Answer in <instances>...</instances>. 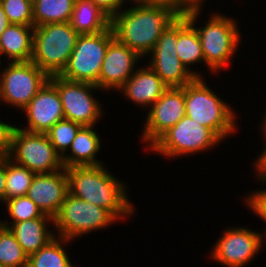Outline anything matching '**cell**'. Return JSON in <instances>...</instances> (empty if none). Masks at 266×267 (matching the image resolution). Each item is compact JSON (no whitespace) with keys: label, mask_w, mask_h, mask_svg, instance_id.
I'll list each match as a JSON object with an SVG mask.
<instances>
[{"label":"cell","mask_w":266,"mask_h":267,"mask_svg":"<svg viewBox=\"0 0 266 267\" xmlns=\"http://www.w3.org/2000/svg\"><path fill=\"white\" fill-rule=\"evenodd\" d=\"M49 81L58 90L66 120L82 126H95L103 114L99 101L92 96L93 90H100L97 85L59 75L49 76Z\"/></svg>","instance_id":"cell-10"},{"label":"cell","mask_w":266,"mask_h":267,"mask_svg":"<svg viewBox=\"0 0 266 267\" xmlns=\"http://www.w3.org/2000/svg\"><path fill=\"white\" fill-rule=\"evenodd\" d=\"M177 17L170 8L139 3L121 9L111 18L110 26L116 40L143 58L149 56L163 31Z\"/></svg>","instance_id":"cell-1"},{"label":"cell","mask_w":266,"mask_h":267,"mask_svg":"<svg viewBox=\"0 0 266 267\" xmlns=\"http://www.w3.org/2000/svg\"><path fill=\"white\" fill-rule=\"evenodd\" d=\"M259 181L266 183L265 177L258 176ZM245 202L249 208L259 215V217L266 222V189L254 191L248 197H245Z\"/></svg>","instance_id":"cell-32"},{"label":"cell","mask_w":266,"mask_h":267,"mask_svg":"<svg viewBox=\"0 0 266 267\" xmlns=\"http://www.w3.org/2000/svg\"><path fill=\"white\" fill-rule=\"evenodd\" d=\"M262 133L266 142V131H263ZM264 148L265 149H263V152H261V155L258 156V159L254 164H256L255 168L257 171L255 172H257V176L266 178V145Z\"/></svg>","instance_id":"cell-35"},{"label":"cell","mask_w":266,"mask_h":267,"mask_svg":"<svg viewBox=\"0 0 266 267\" xmlns=\"http://www.w3.org/2000/svg\"><path fill=\"white\" fill-rule=\"evenodd\" d=\"M0 265L3 267H27L28 255L11 232L0 225Z\"/></svg>","instance_id":"cell-27"},{"label":"cell","mask_w":266,"mask_h":267,"mask_svg":"<svg viewBox=\"0 0 266 267\" xmlns=\"http://www.w3.org/2000/svg\"><path fill=\"white\" fill-rule=\"evenodd\" d=\"M11 23L0 4V36Z\"/></svg>","instance_id":"cell-37"},{"label":"cell","mask_w":266,"mask_h":267,"mask_svg":"<svg viewBox=\"0 0 266 267\" xmlns=\"http://www.w3.org/2000/svg\"><path fill=\"white\" fill-rule=\"evenodd\" d=\"M201 6L203 4V1H206V0H196Z\"/></svg>","instance_id":"cell-40"},{"label":"cell","mask_w":266,"mask_h":267,"mask_svg":"<svg viewBox=\"0 0 266 267\" xmlns=\"http://www.w3.org/2000/svg\"><path fill=\"white\" fill-rule=\"evenodd\" d=\"M48 80L32 61L10 62L0 73V101L23 110Z\"/></svg>","instance_id":"cell-11"},{"label":"cell","mask_w":266,"mask_h":267,"mask_svg":"<svg viewBox=\"0 0 266 267\" xmlns=\"http://www.w3.org/2000/svg\"><path fill=\"white\" fill-rule=\"evenodd\" d=\"M11 24L34 26L33 0H0Z\"/></svg>","instance_id":"cell-30"},{"label":"cell","mask_w":266,"mask_h":267,"mask_svg":"<svg viewBox=\"0 0 266 267\" xmlns=\"http://www.w3.org/2000/svg\"><path fill=\"white\" fill-rule=\"evenodd\" d=\"M142 58L136 51L114 39L107 48L103 59L97 86L101 90L119 89L133 75L134 69Z\"/></svg>","instance_id":"cell-15"},{"label":"cell","mask_w":266,"mask_h":267,"mask_svg":"<svg viewBox=\"0 0 266 267\" xmlns=\"http://www.w3.org/2000/svg\"><path fill=\"white\" fill-rule=\"evenodd\" d=\"M70 240L63 237L54 238L37 252L28 256L27 267H74L62 248Z\"/></svg>","instance_id":"cell-25"},{"label":"cell","mask_w":266,"mask_h":267,"mask_svg":"<svg viewBox=\"0 0 266 267\" xmlns=\"http://www.w3.org/2000/svg\"><path fill=\"white\" fill-rule=\"evenodd\" d=\"M49 222L52 223L51 225H54L53 218L45 215L43 218L13 223L8 228L24 252L30 256L56 237L54 232L47 229L49 228L47 227Z\"/></svg>","instance_id":"cell-19"},{"label":"cell","mask_w":266,"mask_h":267,"mask_svg":"<svg viewBox=\"0 0 266 267\" xmlns=\"http://www.w3.org/2000/svg\"><path fill=\"white\" fill-rule=\"evenodd\" d=\"M66 171L69 193L74 197L108 210L117 220L134 214L135 207L127 197L125 183L108 172L103 164L73 166Z\"/></svg>","instance_id":"cell-2"},{"label":"cell","mask_w":266,"mask_h":267,"mask_svg":"<svg viewBox=\"0 0 266 267\" xmlns=\"http://www.w3.org/2000/svg\"><path fill=\"white\" fill-rule=\"evenodd\" d=\"M7 205V212L12 218V222H1L4 227H9V224L23 222L30 219L43 218L45 214L39 209L33 200H31L27 195L14 197L6 200L4 204Z\"/></svg>","instance_id":"cell-28"},{"label":"cell","mask_w":266,"mask_h":267,"mask_svg":"<svg viewBox=\"0 0 266 267\" xmlns=\"http://www.w3.org/2000/svg\"><path fill=\"white\" fill-rule=\"evenodd\" d=\"M78 36L69 22L35 27L31 61L48 76L59 75L67 65Z\"/></svg>","instance_id":"cell-5"},{"label":"cell","mask_w":266,"mask_h":267,"mask_svg":"<svg viewBox=\"0 0 266 267\" xmlns=\"http://www.w3.org/2000/svg\"><path fill=\"white\" fill-rule=\"evenodd\" d=\"M14 125L0 121V157H9L11 152V135Z\"/></svg>","instance_id":"cell-33"},{"label":"cell","mask_w":266,"mask_h":267,"mask_svg":"<svg viewBox=\"0 0 266 267\" xmlns=\"http://www.w3.org/2000/svg\"><path fill=\"white\" fill-rule=\"evenodd\" d=\"M177 18L169 24L149 53V66L168 87H184L195 76L182 64L176 53Z\"/></svg>","instance_id":"cell-12"},{"label":"cell","mask_w":266,"mask_h":267,"mask_svg":"<svg viewBox=\"0 0 266 267\" xmlns=\"http://www.w3.org/2000/svg\"><path fill=\"white\" fill-rule=\"evenodd\" d=\"M94 126H82L69 149L71 155L64 154L61 159L64 168L73 166H98L103 163L96 159L100 150L101 140L94 131Z\"/></svg>","instance_id":"cell-20"},{"label":"cell","mask_w":266,"mask_h":267,"mask_svg":"<svg viewBox=\"0 0 266 267\" xmlns=\"http://www.w3.org/2000/svg\"><path fill=\"white\" fill-rule=\"evenodd\" d=\"M9 158L35 174H49L64 168L47 134L29 132L14 127Z\"/></svg>","instance_id":"cell-7"},{"label":"cell","mask_w":266,"mask_h":267,"mask_svg":"<svg viewBox=\"0 0 266 267\" xmlns=\"http://www.w3.org/2000/svg\"><path fill=\"white\" fill-rule=\"evenodd\" d=\"M222 100L203 77H195L185 85V115L224 140L235 133L237 125L234 109Z\"/></svg>","instance_id":"cell-3"},{"label":"cell","mask_w":266,"mask_h":267,"mask_svg":"<svg viewBox=\"0 0 266 267\" xmlns=\"http://www.w3.org/2000/svg\"><path fill=\"white\" fill-rule=\"evenodd\" d=\"M176 53L182 64L195 76L202 77L199 72L189 68L195 63L205 62L201 41L196 29L188 22L186 16L177 17ZM189 66V67H188Z\"/></svg>","instance_id":"cell-22"},{"label":"cell","mask_w":266,"mask_h":267,"mask_svg":"<svg viewBox=\"0 0 266 267\" xmlns=\"http://www.w3.org/2000/svg\"><path fill=\"white\" fill-rule=\"evenodd\" d=\"M124 2L126 1V0H123ZM134 2L135 4H139V3H146V1L147 0H130V2Z\"/></svg>","instance_id":"cell-39"},{"label":"cell","mask_w":266,"mask_h":267,"mask_svg":"<svg viewBox=\"0 0 266 267\" xmlns=\"http://www.w3.org/2000/svg\"><path fill=\"white\" fill-rule=\"evenodd\" d=\"M69 23L78 34H94L107 30L111 18L90 0H75Z\"/></svg>","instance_id":"cell-23"},{"label":"cell","mask_w":266,"mask_h":267,"mask_svg":"<svg viewBox=\"0 0 266 267\" xmlns=\"http://www.w3.org/2000/svg\"><path fill=\"white\" fill-rule=\"evenodd\" d=\"M264 121H263V123H262V128L261 129H263L262 131H266V113H265V115H264V119H263Z\"/></svg>","instance_id":"cell-38"},{"label":"cell","mask_w":266,"mask_h":267,"mask_svg":"<svg viewBox=\"0 0 266 267\" xmlns=\"http://www.w3.org/2000/svg\"><path fill=\"white\" fill-rule=\"evenodd\" d=\"M146 4L170 8L177 16H186L202 8L196 0H147Z\"/></svg>","instance_id":"cell-31"},{"label":"cell","mask_w":266,"mask_h":267,"mask_svg":"<svg viewBox=\"0 0 266 267\" xmlns=\"http://www.w3.org/2000/svg\"><path fill=\"white\" fill-rule=\"evenodd\" d=\"M143 130L148 149L185 116V86L167 88L151 105Z\"/></svg>","instance_id":"cell-14"},{"label":"cell","mask_w":266,"mask_h":267,"mask_svg":"<svg viewBox=\"0 0 266 267\" xmlns=\"http://www.w3.org/2000/svg\"><path fill=\"white\" fill-rule=\"evenodd\" d=\"M263 237L264 234L246 227L225 229L210 255L226 267H244L260 252Z\"/></svg>","instance_id":"cell-13"},{"label":"cell","mask_w":266,"mask_h":267,"mask_svg":"<svg viewBox=\"0 0 266 267\" xmlns=\"http://www.w3.org/2000/svg\"><path fill=\"white\" fill-rule=\"evenodd\" d=\"M6 157H0V202H5Z\"/></svg>","instance_id":"cell-36"},{"label":"cell","mask_w":266,"mask_h":267,"mask_svg":"<svg viewBox=\"0 0 266 267\" xmlns=\"http://www.w3.org/2000/svg\"><path fill=\"white\" fill-rule=\"evenodd\" d=\"M201 8L186 15L188 22L196 29L201 41L205 64L211 73L220 71L229 64L239 45L240 31L235 19L222 14H212L204 27H195Z\"/></svg>","instance_id":"cell-4"},{"label":"cell","mask_w":266,"mask_h":267,"mask_svg":"<svg viewBox=\"0 0 266 267\" xmlns=\"http://www.w3.org/2000/svg\"><path fill=\"white\" fill-rule=\"evenodd\" d=\"M35 173L6 157L5 201L27 195Z\"/></svg>","instance_id":"cell-26"},{"label":"cell","mask_w":266,"mask_h":267,"mask_svg":"<svg viewBox=\"0 0 266 267\" xmlns=\"http://www.w3.org/2000/svg\"><path fill=\"white\" fill-rule=\"evenodd\" d=\"M69 193L66 168L49 174H35L27 196L35 202L43 214L54 218Z\"/></svg>","instance_id":"cell-17"},{"label":"cell","mask_w":266,"mask_h":267,"mask_svg":"<svg viewBox=\"0 0 266 267\" xmlns=\"http://www.w3.org/2000/svg\"><path fill=\"white\" fill-rule=\"evenodd\" d=\"M82 125L70 120L63 119L55 123L46 133L55 148L62 157L71 146Z\"/></svg>","instance_id":"cell-29"},{"label":"cell","mask_w":266,"mask_h":267,"mask_svg":"<svg viewBox=\"0 0 266 267\" xmlns=\"http://www.w3.org/2000/svg\"><path fill=\"white\" fill-rule=\"evenodd\" d=\"M28 125L23 130L46 134L50 128L65 119L57 88L48 80L23 109Z\"/></svg>","instance_id":"cell-16"},{"label":"cell","mask_w":266,"mask_h":267,"mask_svg":"<svg viewBox=\"0 0 266 267\" xmlns=\"http://www.w3.org/2000/svg\"><path fill=\"white\" fill-rule=\"evenodd\" d=\"M74 3L75 0H33L34 27L69 22Z\"/></svg>","instance_id":"cell-24"},{"label":"cell","mask_w":266,"mask_h":267,"mask_svg":"<svg viewBox=\"0 0 266 267\" xmlns=\"http://www.w3.org/2000/svg\"><path fill=\"white\" fill-rule=\"evenodd\" d=\"M34 28V26L10 24L0 36V55L8 57L10 62L31 61Z\"/></svg>","instance_id":"cell-21"},{"label":"cell","mask_w":266,"mask_h":267,"mask_svg":"<svg viewBox=\"0 0 266 267\" xmlns=\"http://www.w3.org/2000/svg\"><path fill=\"white\" fill-rule=\"evenodd\" d=\"M111 26L94 34H79L67 65L59 76L97 84L108 45L114 40Z\"/></svg>","instance_id":"cell-6"},{"label":"cell","mask_w":266,"mask_h":267,"mask_svg":"<svg viewBox=\"0 0 266 267\" xmlns=\"http://www.w3.org/2000/svg\"><path fill=\"white\" fill-rule=\"evenodd\" d=\"M167 88L148 65L137 69L119 90L133 103L146 108L153 105Z\"/></svg>","instance_id":"cell-18"},{"label":"cell","mask_w":266,"mask_h":267,"mask_svg":"<svg viewBox=\"0 0 266 267\" xmlns=\"http://www.w3.org/2000/svg\"><path fill=\"white\" fill-rule=\"evenodd\" d=\"M117 219L108 211L92 203L67 194L53 218L58 236L71 240L92 231L106 228Z\"/></svg>","instance_id":"cell-8"},{"label":"cell","mask_w":266,"mask_h":267,"mask_svg":"<svg viewBox=\"0 0 266 267\" xmlns=\"http://www.w3.org/2000/svg\"><path fill=\"white\" fill-rule=\"evenodd\" d=\"M102 11H104L110 18L120 11L125 4L123 0H90Z\"/></svg>","instance_id":"cell-34"},{"label":"cell","mask_w":266,"mask_h":267,"mask_svg":"<svg viewBox=\"0 0 266 267\" xmlns=\"http://www.w3.org/2000/svg\"><path fill=\"white\" fill-rule=\"evenodd\" d=\"M221 142V139L209 128L202 126L186 115L166 131L151 147L154 152L173 158L193 155Z\"/></svg>","instance_id":"cell-9"}]
</instances>
